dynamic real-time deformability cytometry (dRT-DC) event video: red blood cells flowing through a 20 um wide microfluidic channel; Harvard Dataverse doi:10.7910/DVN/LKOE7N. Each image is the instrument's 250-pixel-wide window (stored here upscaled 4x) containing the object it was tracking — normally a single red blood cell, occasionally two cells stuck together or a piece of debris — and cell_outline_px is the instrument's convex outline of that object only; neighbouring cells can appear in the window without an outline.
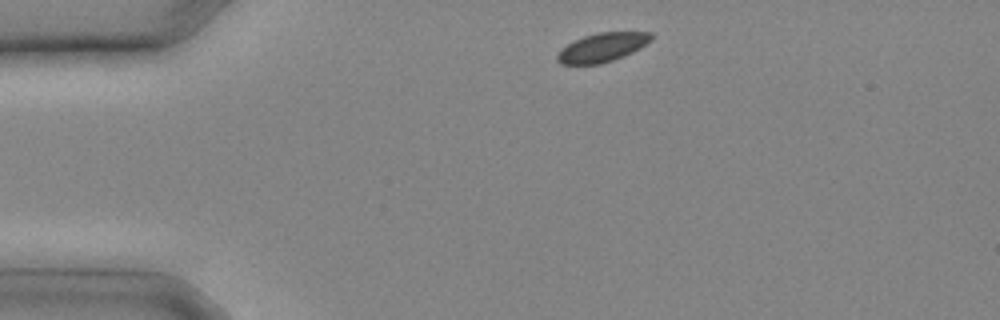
{"species": "common noctule bat (a hibernating species)", "species_latin": "Nyctalus noctula", "temperature_condition": "cold", "stored_images_in_passage": 19, "camera_frame_rate_fps": 3000, "um_per_image_px": 0.085, "animal": {"sex": "male", "body_mass_g": 20.4}, "frame": {"image": 1, "passage_image": 1, "time_ms": 0.0, "image_size_px": [1000, 320], "cell_outline_px": [[656, 36], [652, 40], [640, 48], [624, 56], [600, 64], [560, 64], [556, 60], [556, 56], [568, 44], [584, 36], [600, 32], [652, 32]], "centroid_in_image_um": [51.25, 4.02], "position_along_channel_um": 33.7, "area_um2": 15.72}}
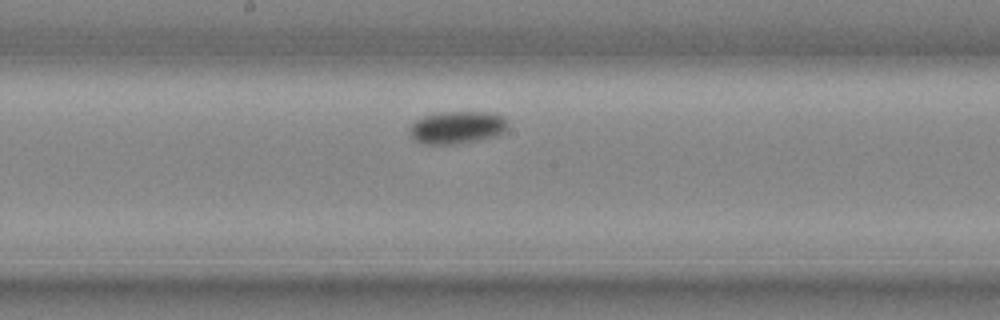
{"frame": {"image": 2, "passage_image": 10, "time_ms": 3.0, "image_size_px": [1000, 320], "cell_outline_px": [[508, 128], [504, 132], [496, 136], [456, 144], [424, 144], [412, 140], [408, 132], [408, 128], [416, 120], [424, 116], [440, 112], [488, 112], [504, 116], [508, 120]], "centroid_in_image_um": [38.84, 10.83], "position_along_channel_um": 209.4, "area_um2": 18.9}}
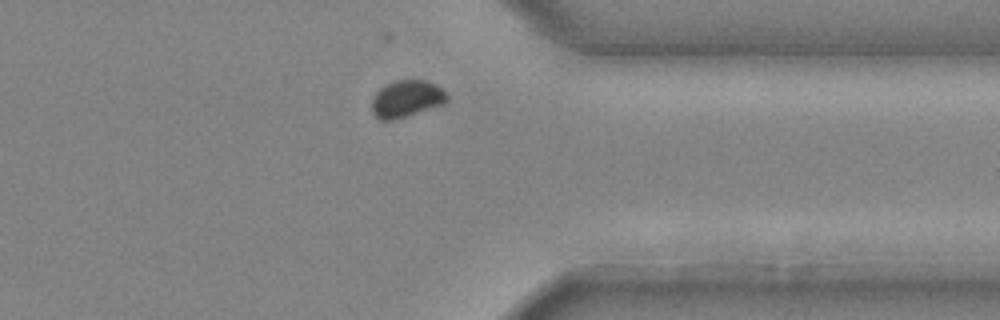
{"frame": {"image": 3, "passage_image": 17, "time_ms": 5.333, "image_size_px": [1000, 320], "cell_outline_px": [[448, 100], [444, 104], [396, 120], [380, 120], [372, 112], [372, 100], [376, 92], [380, 88], [396, 80], [424, 80], [436, 84], [448, 96]], "centroid_in_image_um": [34.56, 8.41], "position_along_channel_um": 376.8, "area_um2": 16.18}}